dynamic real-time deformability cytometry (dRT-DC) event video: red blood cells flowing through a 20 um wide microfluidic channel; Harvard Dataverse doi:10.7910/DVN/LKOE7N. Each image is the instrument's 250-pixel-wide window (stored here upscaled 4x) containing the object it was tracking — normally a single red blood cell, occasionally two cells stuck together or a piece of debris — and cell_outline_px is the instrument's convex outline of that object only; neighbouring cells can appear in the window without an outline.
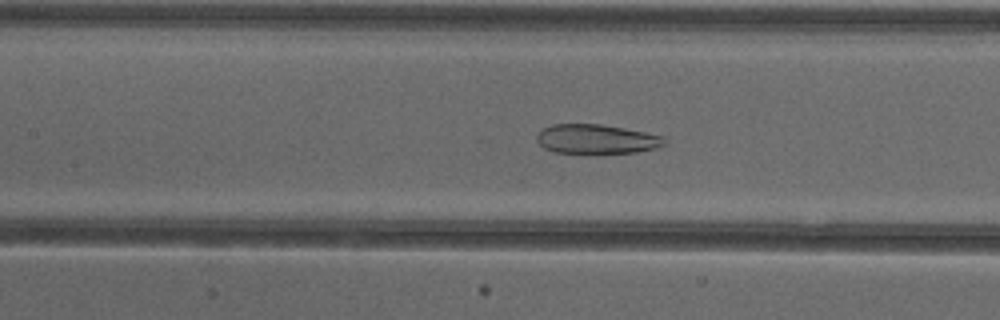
{"species": "common noctule bat (a hibernating species)", "species_latin": "Nyctalus noctula", "temperature_condition": "cold", "stored_images_in_passage": 52, "camera_frame_rate_fps": 3000, "um_per_image_px": 0.085, "animal": {"sex": "female"}, "frame": {"image": 1, "passage_image": 24, "time_ms": 7.667, "image_size_px": [1000, 320], "cell_outline_px": [[668, 144], [656, 148], [636, 152], [596, 156], [556, 152], [544, 148], [536, 140], [536, 136], [544, 128], [552, 124], [600, 124], [624, 128], [664, 136]], "centroid_in_image_um": [50.73, 11.87], "position_along_channel_um": 156.7, "area_um2": 22.72}}
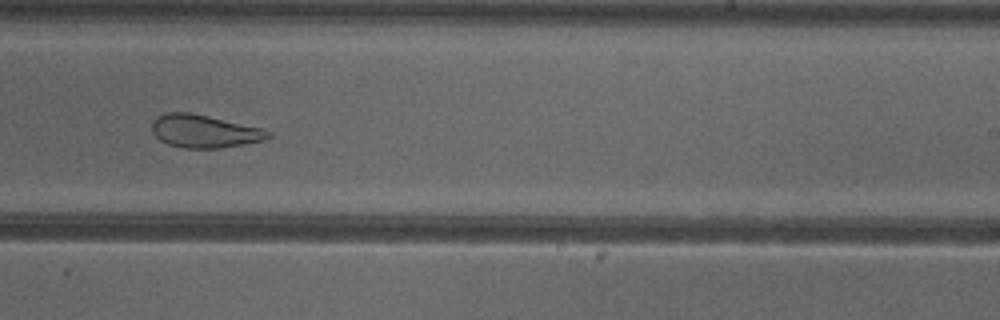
{"frame": {"image": 2, "passage_image": 33, "time_ms": 10.667, "image_size_px": [1000, 320], "cell_outline_px": [[272, 136], [264, 140], [220, 148], [184, 148], [168, 144], [160, 140], [152, 132], [152, 120], [156, 116], [168, 112], [188, 112], [208, 116], [264, 128], [272, 132]], "centroid_in_image_um": [17.37, 11.15], "position_along_channel_um": 271.6, "area_um2": 22.37}}
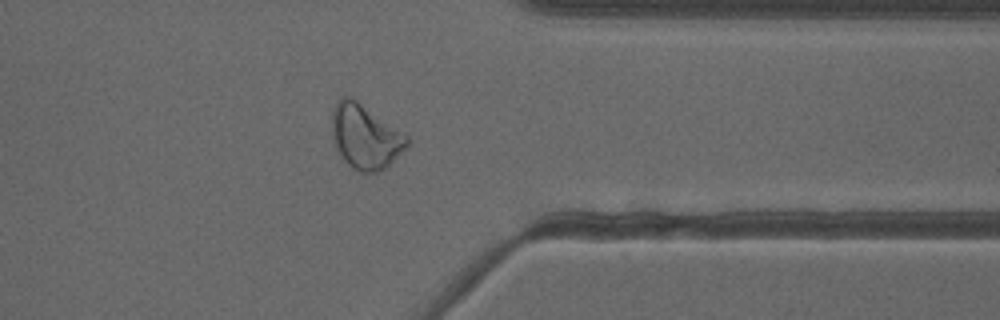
{"frame": {"image": 3, "passage_image": 42, "time_ms": 13.667, "image_size_px": [1000, 320], "cell_outline_px": [[408, 148], [380, 172], [360, 172], [352, 168], [340, 156], [336, 148], [332, 136], [332, 112], [336, 100], [344, 96], [348, 96], [356, 100], [408, 136]], "centroid_in_image_um": [31.03, 11.63], "position_along_channel_um": 380.4, "area_um2": 28.09}, "authors_computed_cell_mechanics": {"area_um2": 29.189, "velocity_mm_per_s": 3.8425, "shape_relaxation_time_tau1_ms": null, "shape_relaxation_time_tau2_ms": 1.9581, "deformation_change_tau1": null, "deformation_change_tau2": 0.1022}}